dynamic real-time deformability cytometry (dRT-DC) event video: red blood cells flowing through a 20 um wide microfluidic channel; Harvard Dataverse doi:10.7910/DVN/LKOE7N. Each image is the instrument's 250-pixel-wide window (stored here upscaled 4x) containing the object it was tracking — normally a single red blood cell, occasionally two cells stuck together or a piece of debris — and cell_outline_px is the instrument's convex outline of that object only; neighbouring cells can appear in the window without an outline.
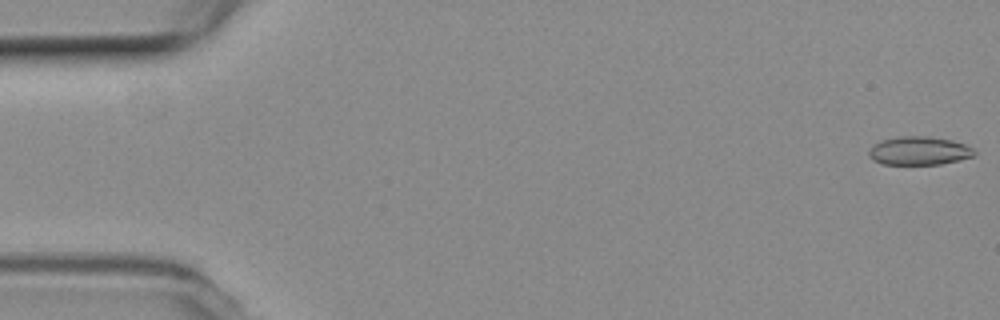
{"species": "common noctule bat (a hibernating species)", "species_latin": "Nyctalus noctula", "temperature_condition": "room temperature", "stored_images_in_passage": 54, "camera_frame_rate_fps": 3000, "um_per_image_px": 0.085, "animal": {"sex": "female", "body_mass_g": 19.3, "forearm_length_mm": 54.1}, "frame": {"image": 1, "passage_image": 1, "time_ms": 0.0, "image_size_px": [1000, 320], "cell_outline_px": [[976, 152], [972, 156], [940, 164], [884, 164], [872, 160], [868, 156], [868, 152], [872, 144], [880, 140], [900, 136], [928, 136], [952, 140], [964, 144], [972, 148]], "centroid_in_image_um": [78.06, 12.8], "position_along_channel_um": 6.9, "area_um2": 17.46}}
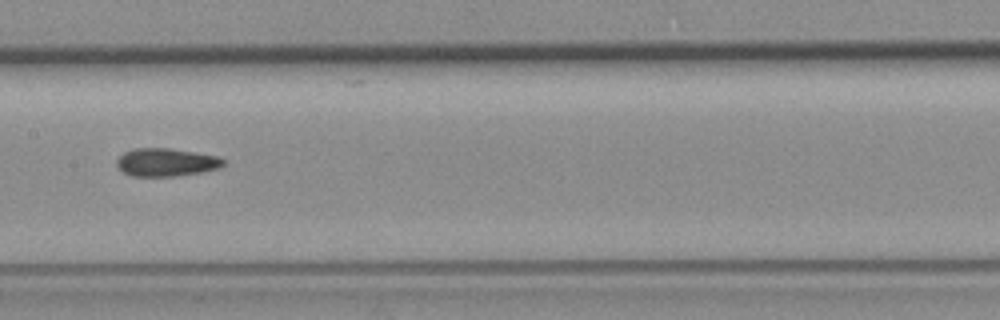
{"frame": {"image": 2, "passage_image": 27, "time_ms": 8.667, "image_size_px": [1000, 320], "cell_outline_px": [[224, 164], [220, 168], [200, 172], [176, 176], [132, 176], [124, 172], [116, 164], [116, 160], [124, 152], [136, 148], [168, 148], [216, 156], [224, 160]], "centroid_in_image_um": [14.1, 13.8], "position_along_channel_um": 193.3, "area_um2": 17.17}}
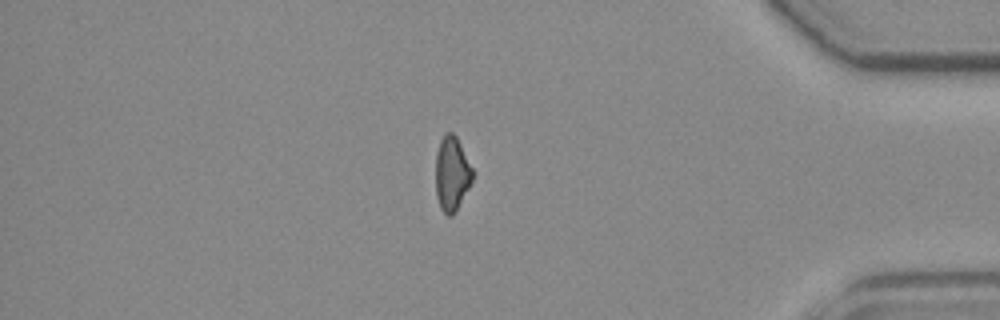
{"frame": {"image": 3, "passage_image": 46, "time_ms": 15.0, "image_size_px": [1000, 320], "cell_outline_px": [[472, 180], [456, 212], [452, 216], [448, 216], [440, 208], [436, 196], [436, 152], [440, 140], [444, 132], [452, 132], [456, 136], [472, 168]], "centroid_in_image_um": [38.38, 14.77], "position_along_channel_um": 396.8, "area_um2": 15.95}, "authors_computed_cell_mechanics": {"area_um2": 17.1377, "velocity_mm_per_s": 3.7976, "shape_relaxation_time_tau1_ms": 9.9434, "shape_relaxation_time_tau2_ms": 3.0117, "deformation_change_tau1": 0.1805, "deformation_change_tau2": 0.1027}}